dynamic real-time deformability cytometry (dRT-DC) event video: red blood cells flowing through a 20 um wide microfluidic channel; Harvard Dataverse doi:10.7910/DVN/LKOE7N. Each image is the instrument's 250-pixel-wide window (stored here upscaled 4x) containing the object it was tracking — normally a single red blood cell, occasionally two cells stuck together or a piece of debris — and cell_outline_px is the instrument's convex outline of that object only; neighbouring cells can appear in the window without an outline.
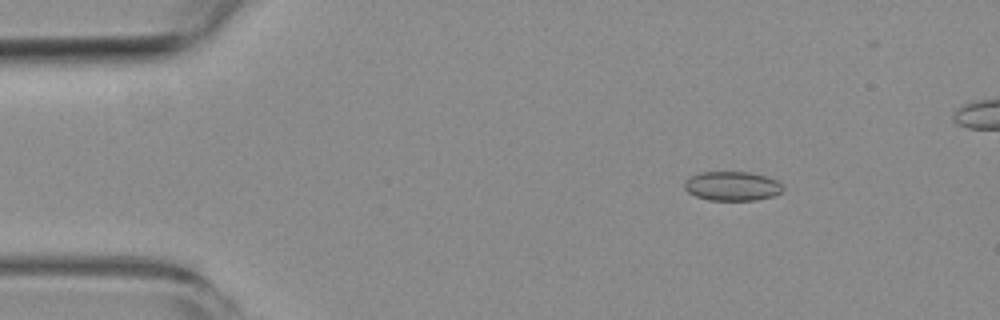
{"species": "common noctule bat (a hibernating species)", "species_latin": "Nyctalus noctula", "temperature_condition": "room temperature", "stored_images_in_passage": 6, "camera_frame_rate_fps": 3000, "um_per_image_px": 0.085, "animal": {"sex": "female", "body_mass_g": 19.3, "forearm_length_mm": 54.1}, "frame": {"image": 1, "passage_image": 3, "time_ms": 2.333, "image_size_px": [1000, 320], "cell_outline_px": [[784, 188], [776, 196], [756, 200], [708, 200], [696, 196], [688, 192], [684, 188], [684, 184], [692, 176], [704, 172], [752, 172], [768, 176], [776, 180]], "centroid_in_image_um": [62.28, 15.82], "position_along_channel_um": 22.7, "area_um2": 16.76}}